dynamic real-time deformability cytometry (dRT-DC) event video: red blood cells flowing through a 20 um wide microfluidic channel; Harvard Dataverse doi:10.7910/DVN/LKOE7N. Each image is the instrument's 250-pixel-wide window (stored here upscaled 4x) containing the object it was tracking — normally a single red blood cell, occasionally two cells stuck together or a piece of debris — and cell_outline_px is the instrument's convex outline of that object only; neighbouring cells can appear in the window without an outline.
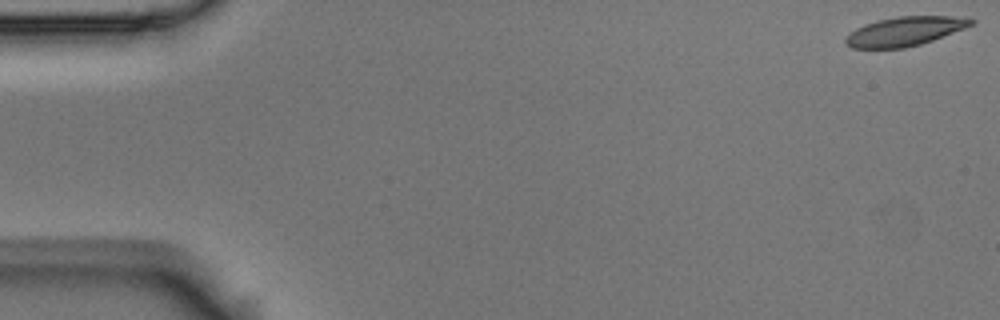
{"species": "Egyptian fruit bat (a non-hibernating species)", "species_latin": "Rousettus aegyptiacus", "temperature_condition": "room temperature", "stored_images_in_passage": 15, "camera_frame_rate_fps": 3000, "um_per_image_px": 0.085, "animal": {"sex": "male"}, "frame": {"image": 1, "passage_image": 1, "time_ms": 0.0, "image_size_px": [1000, 320], "cell_outline_px": [[976, 20], [972, 24], [964, 28], [932, 40], [920, 44], [904, 48], [852, 48], [844, 44], [844, 40], [856, 28], [864, 24], [876, 20], [900, 16], [972, 16]], "centroid_in_image_um": [76.93, 2.65], "position_along_channel_um": 8.1, "area_um2": 21.33}}